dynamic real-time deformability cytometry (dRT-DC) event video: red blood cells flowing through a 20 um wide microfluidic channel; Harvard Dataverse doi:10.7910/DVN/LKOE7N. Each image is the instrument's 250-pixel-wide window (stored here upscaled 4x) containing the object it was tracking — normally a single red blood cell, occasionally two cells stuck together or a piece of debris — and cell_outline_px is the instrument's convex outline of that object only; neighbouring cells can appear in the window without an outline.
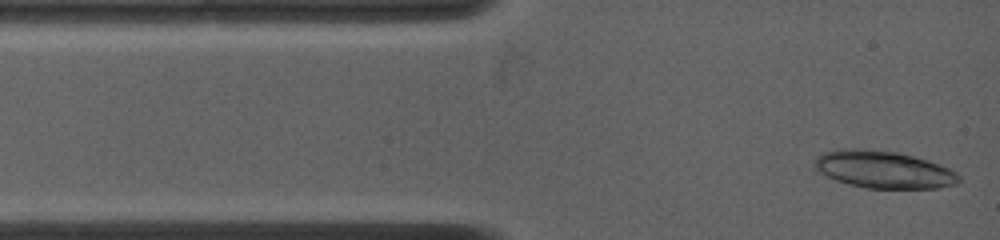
{"species": "common noctule bat (a hibernating species)", "species_latin": "Nyctalus noctula", "temperature_condition": "warm", "stored_images_in_passage": 7, "camera_frame_rate_fps": 4500, "um_per_image_px": 0.085, "animal": {"sex": "female", "body_mass_g": 19.0, "forearm_length_mm": 53.3}, "frame": {"image": 1, "passage_image": 1, "time_ms": 0.0, "image_size_px": [1000, 240], "cell_outline_px": [[960, 180], [956, 184], [940, 188], [868, 188], [848, 184], [824, 176], [816, 168], [816, 156], [824, 152], [836, 148], [864, 148], [896, 152], [928, 160], [948, 168], [956, 172], [960, 176]], "centroid_in_image_um": [75.09, 14.4], "position_along_channel_um": 9.9, "area_um2": 31.44}}